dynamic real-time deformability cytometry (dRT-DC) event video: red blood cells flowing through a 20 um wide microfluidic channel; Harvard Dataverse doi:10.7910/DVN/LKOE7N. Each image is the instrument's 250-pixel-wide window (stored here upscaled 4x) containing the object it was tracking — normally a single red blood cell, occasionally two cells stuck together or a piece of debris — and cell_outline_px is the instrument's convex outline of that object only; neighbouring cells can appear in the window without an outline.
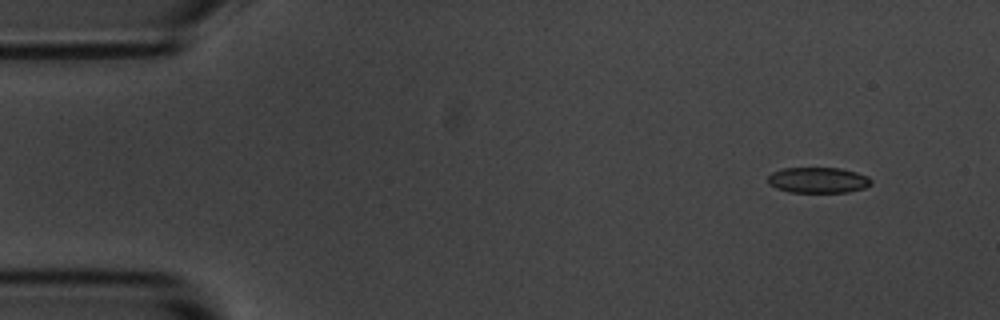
{"species": "common noctule bat (a hibernating species)", "species_latin": "Nyctalus noctula", "temperature_condition": "room temperature", "stored_images_in_passage": 5, "segment_of_instrument_passage": [1, 2], "camera_frame_rate_fps": 3000, "um_per_image_px": 0.085, "animal": {"sex": "male", "body_mass_g": 20.1, "forearm_length_mm": 53.5}, "frame": {"image": 1, "passage_image": 1, "time_ms": 0.0, "image_size_px": [1000, 320], "cell_outline_px": [[872, 184], [864, 188], [848, 192], [788, 192], [776, 188], [768, 184], [768, 176], [772, 172], [784, 168], [840, 168], [856, 172], [868, 176], [872, 180]], "centroid_in_image_um": [69.54, 15.31], "position_along_channel_um": 15.5, "area_um2": 15.55}}
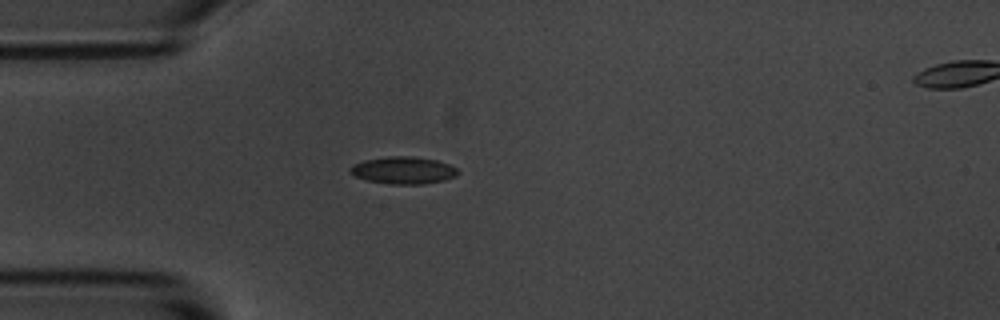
{"frame": {"image": 2, "passage_image": 4, "time_ms": 3.333, "image_size_px": [1000, 320], "cell_outline_px": [[460, 172], [456, 176], [444, 180], [424, 184], [392, 184], [368, 180], [356, 176], [348, 172], [348, 168], [352, 164], [364, 160], [388, 156], [412, 156], [436, 160], [448, 164], [456, 168]], "centroid_in_image_um": [34.27, 14.47], "position_along_channel_um": 50.7, "area_um2": 17.11}}